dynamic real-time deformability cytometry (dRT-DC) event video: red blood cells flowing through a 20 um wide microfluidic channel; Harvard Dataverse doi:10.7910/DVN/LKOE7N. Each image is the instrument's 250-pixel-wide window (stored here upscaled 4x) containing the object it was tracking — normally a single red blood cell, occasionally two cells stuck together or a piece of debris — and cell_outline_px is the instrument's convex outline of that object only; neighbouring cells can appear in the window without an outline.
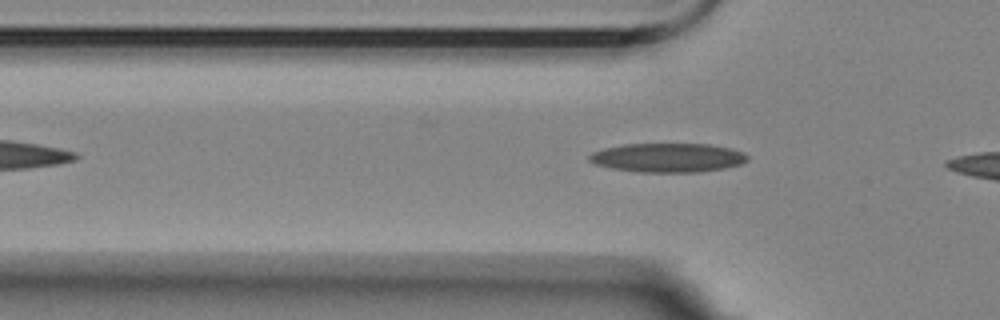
{"species": "Egyptian fruit bat (a non-hibernating species)", "species_latin": "Rousettus aegyptiacus", "temperature_condition": "room temperature", "stored_images_in_passage": 17, "camera_frame_rate_fps": 3000, "um_per_image_px": 0.085, "animal": {"sex": "female"}, "frame": {"image": 1, "passage_image": 7, "time_ms": 2.0, "image_size_px": [1000, 320], "cell_outline_px": [[748, 160], [740, 164], [724, 168], [696, 172], [640, 172], [612, 168], [596, 164], [588, 160], [588, 156], [592, 152], [604, 148], [624, 144], [708, 144], [732, 148], [744, 152], [748, 156]], "centroid_in_image_um": [56.77, 13.39], "position_along_channel_um": 69.0, "area_um2": 26.76}}
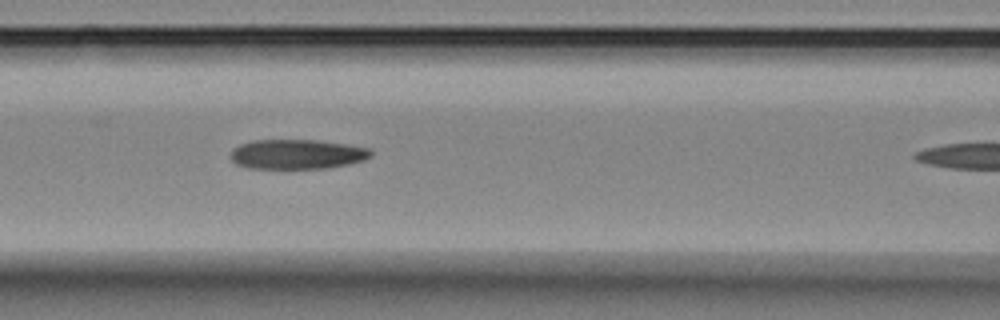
{"frame": {"image": 2, "passage_image": 13, "time_ms": 4.0, "image_size_px": [1000, 320], "cell_outline_px": [[372, 156], [364, 160], [348, 164], [328, 168], [248, 168], [236, 164], [228, 156], [232, 148], [240, 144], [252, 140], [316, 140], [344, 144], [368, 148], [372, 152]], "centroid_in_image_um": [25.2, 13.11], "position_along_channel_um": 141.4, "area_um2": 24.33}}
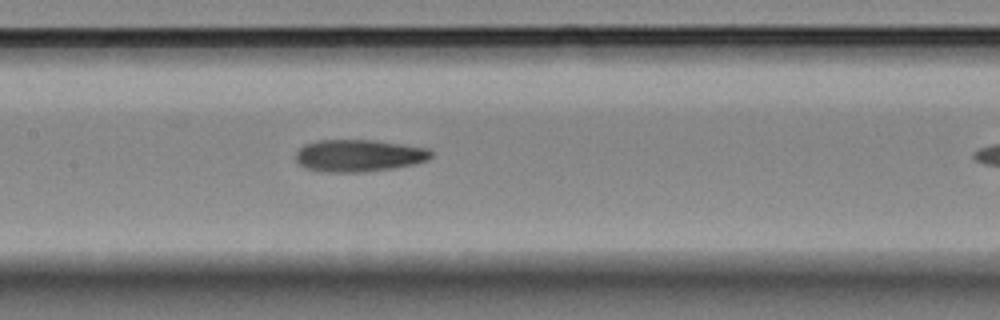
{"frame": {"image": 3, "passage_image": 16, "time_ms": 5.0, "image_size_px": [1000, 320], "cell_outline_px": [[432, 156], [428, 160], [412, 164], [392, 168], [360, 172], [324, 172], [308, 168], [300, 164], [296, 160], [296, 152], [304, 144], [316, 140], [376, 140], [432, 148]], "centroid_in_image_um": [30.53, 13.21], "position_along_channel_um": 176.9, "area_um2": 25.43}}